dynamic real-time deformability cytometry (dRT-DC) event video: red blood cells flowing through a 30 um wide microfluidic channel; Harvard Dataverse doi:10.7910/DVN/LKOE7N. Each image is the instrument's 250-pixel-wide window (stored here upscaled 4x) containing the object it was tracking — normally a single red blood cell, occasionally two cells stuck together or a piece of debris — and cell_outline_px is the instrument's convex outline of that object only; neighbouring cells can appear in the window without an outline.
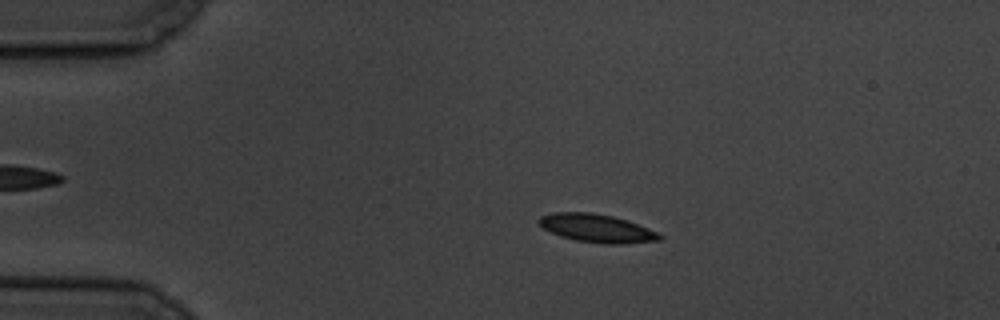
{"species": "common noctule bat (a hibernating species)", "species_latin": "Nyctalus noctula", "temperature_condition": "cold", "stored_images_in_passage": 57, "camera_frame_rate_fps": 3000, "um_per_image_px": 0.085, "animal": {"sex": "male", "body_mass_g": 19.5, "forearm_length_mm": 54.6}, "frame": {"image": 1, "passage_image": 11, "time_ms": 3.333, "image_size_px": [1000, 320], "cell_outline_px": [[664, 236], [660, 240], [624, 244], [604, 244], [576, 240], [560, 236], [536, 224], [536, 220], [540, 216], [552, 212], [592, 212], [612, 216], [628, 220], [648, 228]], "centroid_in_image_um": [50.7, 19.39], "position_along_channel_um": 34.3, "area_um2": 20.0}}
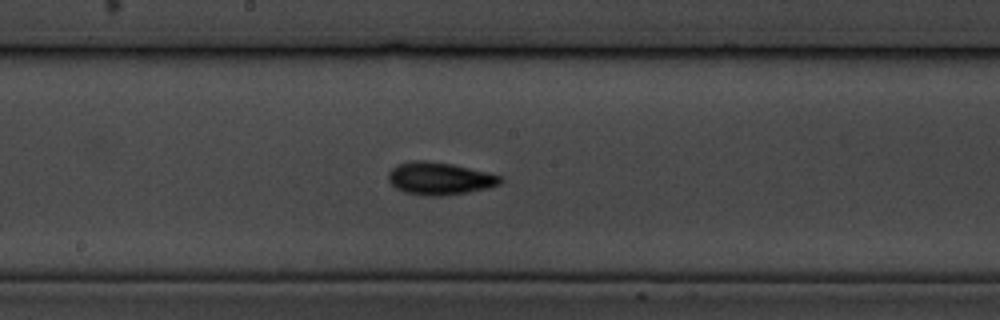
{"frame": {"image": 2, "passage_image": 30, "time_ms": 9.667, "image_size_px": [1000, 320], "cell_outline_px": [[504, 180], [500, 184], [488, 188], [468, 192], [440, 196], [428, 196], [404, 192], [396, 188], [388, 180], [388, 172], [392, 168], [400, 164], [416, 160], [424, 160], [452, 164], [488, 172], [504, 176]], "centroid_in_image_um": [37.41, 15.17], "position_along_channel_um": 210.8, "area_um2": 21.27}}
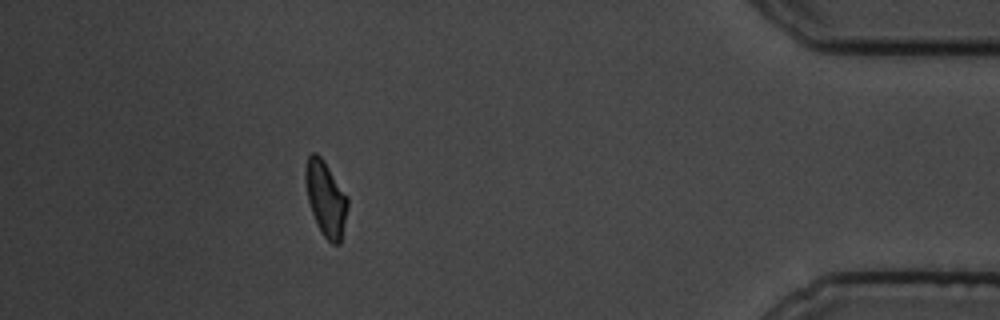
{"frame": {"image": 3, "passage_image": 51, "time_ms": 16.667, "image_size_px": [1000, 320], "cell_outline_px": [[348, 208], [340, 244], [332, 244], [324, 236], [312, 212], [308, 200], [304, 180], [304, 172], [308, 156], [312, 152], [316, 152], [324, 160], [348, 196]], "centroid_in_image_um": [27.69, 16.84], "position_along_channel_um": 407.5, "area_um2": 18.44}, "authors_computed_cell_mechanics": {"area_um2": 19.0162, "velocity_mm_per_s": 3.484, "shape_relaxation_time_tau1_ms": 2.8647, "shape_relaxation_time_tau2_ms": 5.0121, "deformation_change_tau1": 0.1033, "deformation_change_tau2": 0.0852}}